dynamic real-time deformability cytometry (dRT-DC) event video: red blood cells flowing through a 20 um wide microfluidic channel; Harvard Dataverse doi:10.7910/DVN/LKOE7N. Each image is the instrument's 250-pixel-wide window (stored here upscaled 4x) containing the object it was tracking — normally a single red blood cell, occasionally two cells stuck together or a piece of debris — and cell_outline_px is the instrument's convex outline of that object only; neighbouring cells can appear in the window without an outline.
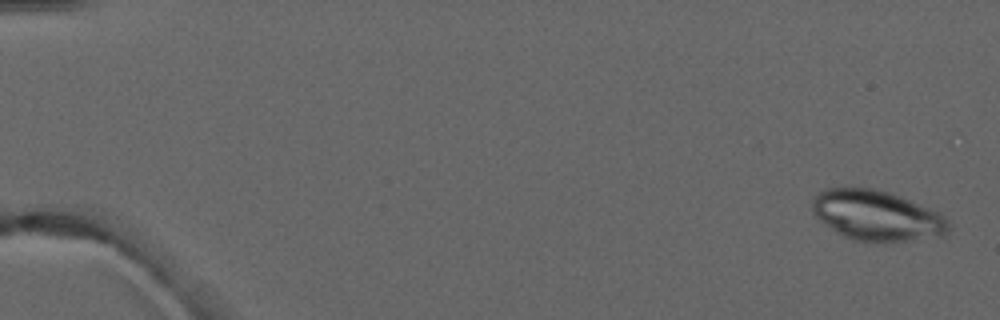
{"species": "common noctule bat (a hibernating species)", "species_latin": "Nyctalus noctula", "temperature_condition": "warm", "stored_images_in_passage": 5, "camera_frame_rate_fps": 3000, "um_per_image_px": 0.085, "animal": {"sex": "male", "forearm_length_mm": 52.5}, "frame": {"image": 1, "passage_image": 1, "time_ms": 0.0, "image_size_px": [1000, 320], "cell_outline_px": [[952, 228], [944, 236], [908, 240], [852, 240], [836, 232], [820, 220], [812, 212], [812, 196], [828, 188], [872, 188], [888, 192], [900, 196], [940, 212], [948, 220]], "centroid_in_image_um": [74.55, 18.3], "position_along_channel_um": 10.5, "area_um2": 39.65}}